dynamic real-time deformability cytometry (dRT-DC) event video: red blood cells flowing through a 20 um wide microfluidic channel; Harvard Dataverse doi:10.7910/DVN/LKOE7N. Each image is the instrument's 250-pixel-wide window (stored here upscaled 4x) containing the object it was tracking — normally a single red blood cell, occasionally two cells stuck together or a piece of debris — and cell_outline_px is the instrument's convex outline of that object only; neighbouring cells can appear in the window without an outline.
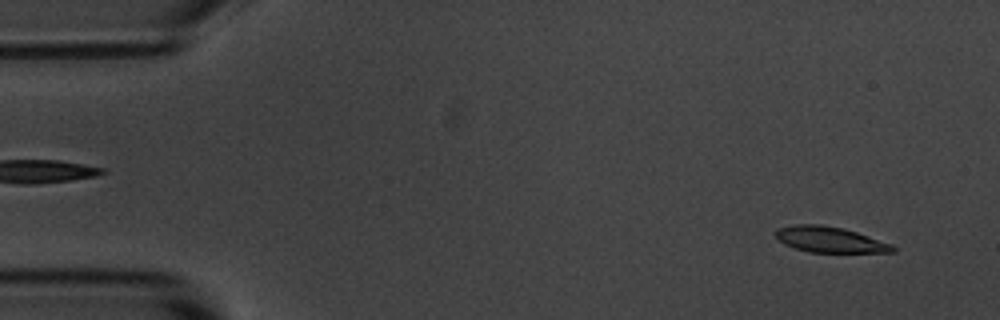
{"species": "common noctule bat (a hibernating species)", "species_latin": "Nyctalus noctula", "temperature_condition": "room temperature", "stored_images_in_passage": 56, "segment_of_instrument_passage": [1, 2], "camera_frame_rate_fps": 3000, "um_per_image_px": 0.085, "animal": {"sex": "male", "body_mass_g": 20.1, "forearm_length_mm": 53.5}, "frame": {"image": 1, "passage_image": 3, "time_ms": 0.667, "image_size_px": [1000, 320], "cell_outline_px": [[896, 252], [808, 252], [784, 244], [776, 236], [776, 232], [780, 228], [792, 224], [820, 224], [844, 228], [892, 244], [896, 248]], "centroid_in_image_um": [70.55, 20.36], "position_along_channel_um": 14.4, "area_um2": 17.4}}
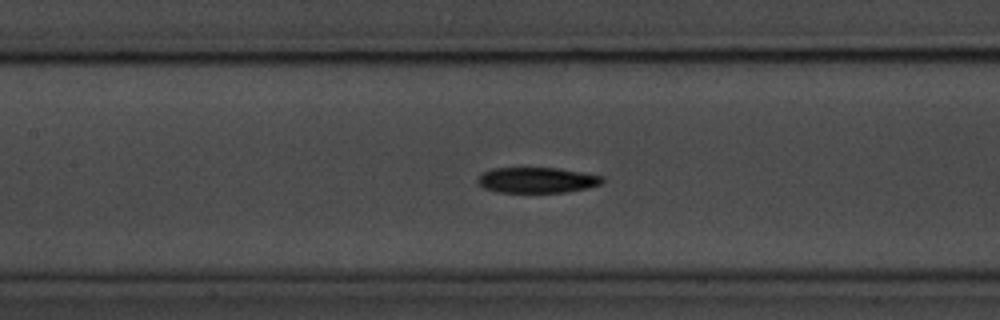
{"frame": {"image": 2, "passage_image": 24, "time_ms": 7.667, "image_size_px": [1000, 320], "cell_outline_px": [[604, 180], [600, 184], [588, 188], [564, 192], [496, 192], [484, 188], [476, 180], [480, 172], [492, 168], [556, 168], [600, 176]], "centroid_in_image_um": [45.56, 15.31], "position_along_channel_um": 161.8, "area_um2": 18.44}}
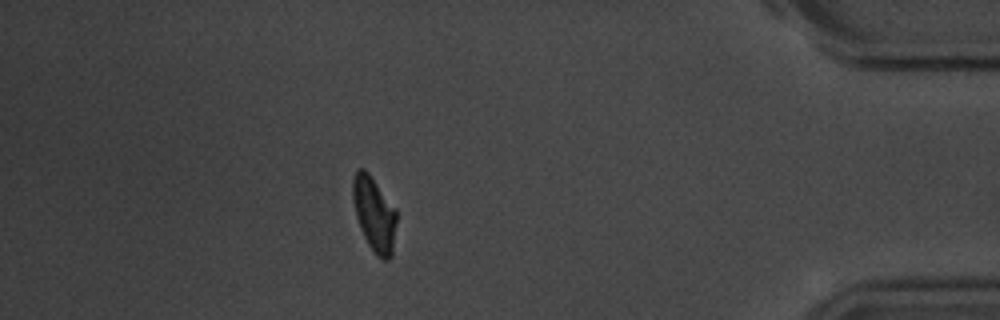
{"frame": {"image": 3, "passage_image": 48, "time_ms": 15.667, "image_size_px": [1000, 320], "cell_outline_px": [[396, 224], [392, 256], [388, 260], [380, 260], [376, 256], [368, 244], [360, 228], [356, 216], [352, 196], [352, 180], [356, 168], [364, 168], [368, 172], [396, 208]], "centroid_in_image_um": [31.81, 18.2], "position_along_channel_um": 403.4, "area_um2": 19.25}}